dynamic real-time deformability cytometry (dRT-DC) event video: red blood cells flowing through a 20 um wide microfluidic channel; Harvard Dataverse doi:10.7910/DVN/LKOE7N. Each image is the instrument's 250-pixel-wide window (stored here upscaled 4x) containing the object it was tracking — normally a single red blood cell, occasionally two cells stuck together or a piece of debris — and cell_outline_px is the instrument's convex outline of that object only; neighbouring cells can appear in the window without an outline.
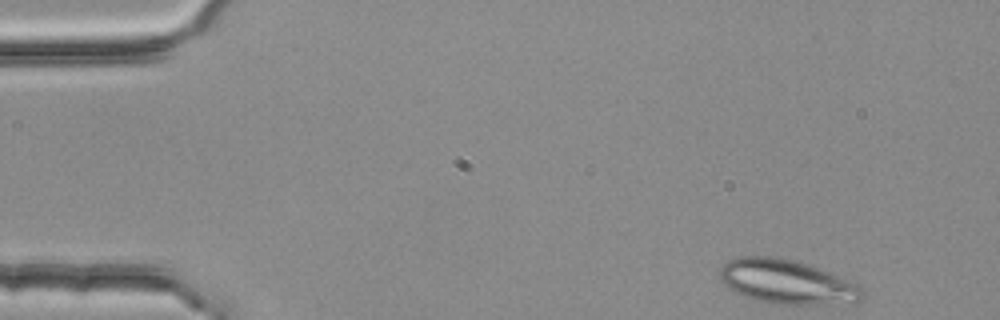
{"species": "common noctule bat (a hibernating species)", "species_latin": "Nyctalus noctula", "temperature_condition": "room temperature", "stored_images_in_passage": 5, "camera_frame_rate_fps": 3000, "um_per_image_px": 0.085, "animal": {"sex": "female", "body_mass_g": 25.1}, "frame": {"image": 1, "passage_image": 1, "time_ms": 0.0, "image_size_px": [1000, 320], "cell_outline_px": [[864, 300], [856, 304], [772, 304], [744, 296], [728, 288], [720, 280], [720, 268], [728, 260], [740, 256], [772, 256], [792, 260], [828, 272], [848, 280], [856, 284], [864, 292]], "centroid_in_image_um": [66.9, 23.98], "position_along_channel_um": 18.1, "area_um2": 36.7}}